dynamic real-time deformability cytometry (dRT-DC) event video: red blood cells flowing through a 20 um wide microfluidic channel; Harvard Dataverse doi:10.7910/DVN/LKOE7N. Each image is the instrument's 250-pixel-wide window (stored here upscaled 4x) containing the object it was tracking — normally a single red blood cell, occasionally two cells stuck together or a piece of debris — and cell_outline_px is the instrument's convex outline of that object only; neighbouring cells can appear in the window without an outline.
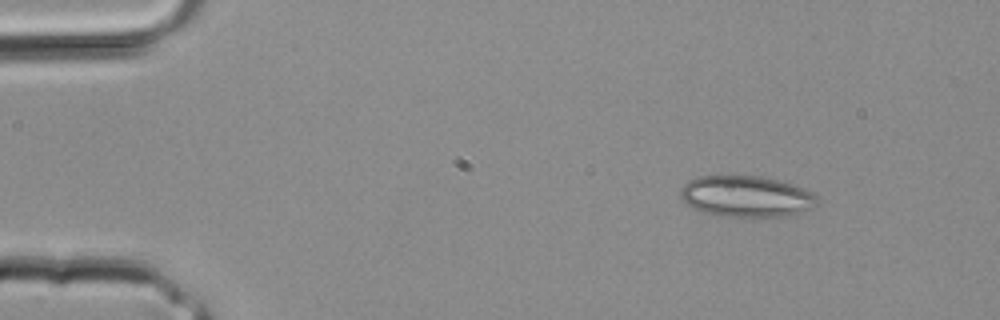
{"species": "common noctule bat (a hibernating species)", "species_latin": "Nyctalus noctula", "temperature_condition": "room temperature", "stored_images_in_passage": 3, "camera_frame_rate_fps": 3000, "um_per_image_px": 0.085, "animal": {"sex": "male", "body_mass_g": 20.4}, "frame": {"image": 1, "passage_image": 1, "time_ms": 0.0, "image_size_px": [1000, 320], "cell_outline_px": [[816, 204], [800, 212], [788, 216], [724, 216], [704, 212], [692, 208], [680, 196], [680, 188], [688, 180], [696, 176], [760, 176], [792, 184], [804, 188], [812, 192], [816, 196]], "centroid_in_image_um": [63.39, 16.68], "position_along_channel_um": 21.6, "area_um2": 32.48}}